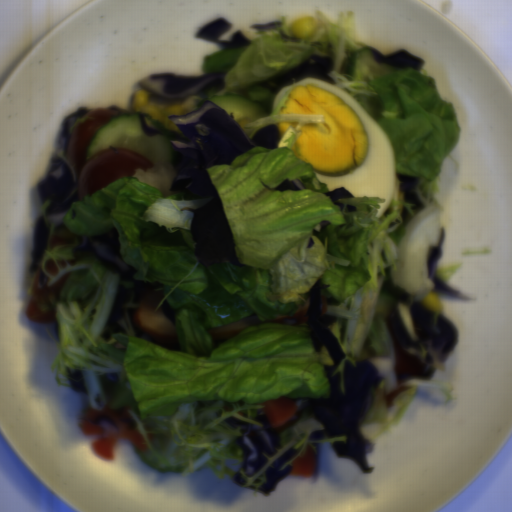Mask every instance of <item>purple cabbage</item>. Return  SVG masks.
<instances>
[{
	"instance_id": "purple-cabbage-1",
	"label": "purple cabbage",
	"mask_w": 512,
	"mask_h": 512,
	"mask_svg": "<svg viewBox=\"0 0 512 512\" xmlns=\"http://www.w3.org/2000/svg\"><path fill=\"white\" fill-rule=\"evenodd\" d=\"M185 114L168 118L184 138L160 129L141 112L137 115L141 118L142 133L165 135L169 139L175 169L170 191H184L186 201L211 198L200 207L189 209L194 257L205 267L218 262L246 266L238 260L234 232L207 167L230 165L238 155L254 147L277 149L278 126L272 123L248 138L233 113H226L208 98L198 104V110Z\"/></svg>"
},
{
	"instance_id": "purple-cabbage-2",
	"label": "purple cabbage",
	"mask_w": 512,
	"mask_h": 512,
	"mask_svg": "<svg viewBox=\"0 0 512 512\" xmlns=\"http://www.w3.org/2000/svg\"><path fill=\"white\" fill-rule=\"evenodd\" d=\"M331 287L321 279L315 281L306 293L309 300V310L304 313L306 324L310 329L315 350L321 352L325 345L332 365H325L324 371L329 380V397H299L292 398L297 405L295 412L284 424L274 427L264 414V407L258 408L255 420L260 426L238 420L234 417L224 419L228 425L243 428L242 435L236 441L243 450L242 470L249 477L255 476L271 456L281 448L279 433L282 429L298 420L303 412L309 418L323 423V429H317L309 434L308 441L316 442L333 436H346L345 442L333 441L331 447L336 455L353 459L364 474L374 472L368 467L366 454L374 450V443L364 439L360 434L361 425L373 404V388L379 387L383 376H378V368L366 359L356 361L354 365L342 351L336 335L329 325L336 321V316H327L321 312L320 290ZM346 358V359H345ZM344 392L341 388V372L336 374L340 363L344 360ZM334 374V375H333ZM266 454L267 456H263Z\"/></svg>"
},
{
	"instance_id": "purple-cabbage-3",
	"label": "purple cabbage",
	"mask_w": 512,
	"mask_h": 512,
	"mask_svg": "<svg viewBox=\"0 0 512 512\" xmlns=\"http://www.w3.org/2000/svg\"><path fill=\"white\" fill-rule=\"evenodd\" d=\"M385 294L394 299L389 311L392 331L401 347L422 364L420 375L397 372V388L406 386L411 379L429 380L434 370H446V361L457 340V327L446 316L437 315L438 333L434 331V316L424 302H411L407 291L399 288L393 279L382 284Z\"/></svg>"
},
{
	"instance_id": "purple-cabbage-4",
	"label": "purple cabbage",
	"mask_w": 512,
	"mask_h": 512,
	"mask_svg": "<svg viewBox=\"0 0 512 512\" xmlns=\"http://www.w3.org/2000/svg\"><path fill=\"white\" fill-rule=\"evenodd\" d=\"M78 245L71 248L76 260L81 252H91L101 266L113 273L118 272L122 282H131L133 287L118 286L107 326L117 330L102 333L104 340L113 334H124L135 339H144L171 352L180 350L177 343H158L151 336L140 330L134 322V311L139 302L152 292H165V285L160 282L138 280L136 269L128 264L121 254L120 234L115 226L102 234H77Z\"/></svg>"
},
{
	"instance_id": "purple-cabbage-5",
	"label": "purple cabbage",
	"mask_w": 512,
	"mask_h": 512,
	"mask_svg": "<svg viewBox=\"0 0 512 512\" xmlns=\"http://www.w3.org/2000/svg\"><path fill=\"white\" fill-rule=\"evenodd\" d=\"M88 111V108L78 107L77 111L69 114L61 122L59 133L54 139V150L47 173L37 186L40 204L43 206L47 200L50 201L44 214L67 212L72 203L79 201L81 197L75 167L67 159L66 150L74 125L79 118H84Z\"/></svg>"
},
{
	"instance_id": "purple-cabbage-6",
	"label": "purple cabbage",
	"mask_w": 512,
	"mask_h": 512,
	"mask_svg": "<svg viewBox=\"0 0 512 512\" xmlns=\"http://www.w3.org/2000/svg\"><path fill=\"white\" fill-rule=\"evenodd\" d=\"M226 73L207 74L206 76H177L174 73H157L138 80L137 85L144 87L148 99L168 103H179L183 99L204 94L209 89H221Z\"/></svg>"
},
{
	"instance_id": "purple-cabbage-7",
	"label": "purple cabbage",
	"mask_w": 512,
	"mask_h": 512,
	"mask_svg": "<svg viewBox=\"0 0 512 512\" xmlns=\"http://www.w3.org/2000/svg\"><path fill=\"white\" fill-rule=\"evenodd\" d=\"M333 69L332 57L312 55L299 65L265 78L257 84L277 94L283 88L305 78H317L335 86L331 75Z\"/></svg>"
},
{
	"instance_id": "purple-cabbage-8",
	"label": "purple cabbage",
	"mask_w": 512,
	"mask_h": 512,
	"mask_svg": "<svg viewBox=\"0 0 512 512\" xmlns=\"http://www.w3.org/2000/svg\"><path fill=\"white\" fill-rule=\"evenodd\" d=\"M231 26L232 24L225 19H216L200 27L195 35V39H206L222 46L225 51L237 47H250L252 41L247 39L240 31H236L230 40H220V35L229 31Z\"/></svg>"
},
{
	"instance_id": "purple-cabbage-9",
	"label": "purple cabbage",
	"mask_w": 512,
	"mask_h": 512,
	"mask_svg": "<svg viewBox=\"0 0 512 512\" xmlns=\"http://www.w3.org/2000/svg\"><path fill=\"white\" fill-rule=\"evenodd\" d=\"M302 445L299 448H289L278 458H276L266 469L267 481L263 483L259 488L258 492L263 495H269L271 491L290 473L292 470V464L284 467L283 470L280 468L287 463L290 459L295 457L302 449Z\"/></svg>"
},
{
	"instance_id": "purple-cabbage-10",
	"label": "purple cabbage",
	"mask_w": 512,
	"mask_h": 512,
	"mask_svg": "<svg viewBox=\"0 0 512 512\" xmlns=\"http://www.w3.org/2000/svg\"><path fill=\"white\" fill-rule=\"evenodd\" d=\"M363 48L371 52L376 64H386L398 69H414L418 72L425 63V60L413 56L403 48L392 55H384L378 50L368 46Z\"/></svg>"
},
{
	"instance_id": "purple-cabbage-11",
	"label": "purple cabbage",
	"mask_w": 512,
	"mask_h": 512,
	"mask_svg": "<svg viewBox=\"0 0 512 512\" xmlns=\"http://www.w3.org/2000/svg\"><path fill=\"white\" fill-rule=\"evenodd\" d=\"M445 237L444 228L442 226L439 234L438 246L436 249L430 251L428 260L426 262V277L429 278L435 287L446 294L453 295L465 301L474 302L473 297H467L462 294L458 289H454L441 279H439L436 275V265L438 263L439 256L441 254V244Z\"/></svg>"
},
{
	"instance_id": "purple-cabbage-12",
	"label": "purple cabbage",
	"mask_w": 512,
	"mask_h": 512,
	"mask_svg": "<svg viewBox=\"0 0 512 512\" xmlns=\"http://www.w3.org/2000/svg\"><path fill=\"white\" fill-rule=\"evenodd\" d=\"M50 227L43 215L34 223L29 270H36L42 262Z\"/></svg>"
},
{
	"instance_id": "purple-cabbage-13",
	"label": "purple cabbage",
	"mask_w": 512,
	"mask_h": 512,
	"mask_svg": "<svg viewBox=\"0 0 512 512\" xmlns=\"http://www.w3.org/2000/svg\"><path fill=\"white\" fill-rule=\"evenodd\" d=\"M140 239L145 241H150L154 244L173 247V248H182L188 247V242L184 237L183 233L179 231H167L165 226L157 225L155 226V230L152 236L146 237L144 233V227L140 233Z\"/></svg>"
},
{
	"instance_id": "purple-cabbage-14",
	"label": "purple cabbage",
	"mask_w": 512,
	"mask_h": 512,
	"mask_svg": "<svg viewBox=\"0 0 512 512\" xmlns=\"http://www.w3.org/2000/svg\"><path fill=\"white\" fill-rule=\"evenodd\" d=\"M397 175L401 181L398 184V189L404 192L405 201L408 204L415 205L412 207L416 210H422L425 205L421 201L419 193L415 190L421 179L411 174L397 173Z\"/></svg>"
},
{
	"instance_id": "purple-cabbage-15",
	"label": "purple cabbage",
	"mask_w": 512,
	"mask_h": 512,
	"mask_svg": "<svg viewBox=\"0 0 512 512\" xmlns=\"http://www.w3.org/2000/svg\"><path fill=\"white\" fill-rule=\"evenodd\" d=\"M119 376L114 373L99 375V385L104 393L105 401L112 395L117 387Z\"/></svg>"
},
{
	"instance_id": "purple-cabbage-16",
	"label": "purple cabbage",
	"mask_w": 512,
	"mask_h": 512,
	"mask_svg": "<svg viewBox=\"0 0 512 512\" xmlns=\"http://www.w3.org/2000/svg\"><path fill=\"white\" fill-rule=\"evenodd\" d=\"M67 379L71 385L72 390H75L80 393H89L88 388L86 386L85 378L83 371H75L71 373L67 368Z\"/></svg>"
},
{
	"instance_id": "purple-cabbage-17",
	"label": "purple cabbage",
	"mask_w": 512,
	"mask_h": 512,
	"mask_svg": "<svg viewBox=\"0 0 512 512\" xmlns=\"http://www.w3.org/2000/svg\"><path fill=\"white\" fill-rule=\"evenodd\" d=\"M96 423L99 427L103 428L102 434H113L118 432L117 424L106 414L97 416Z\"/></svg>"
},
{
	"instance_id": "purple-cabbage-18",
	"label": "purple cabbage",
	"mask_w": 512,
	"mask_h": 512,
	"mask_svg": "<svg viewBox=\"0 0 512 512\" xmlns=\"http://www.w3.org/2000/svg\"><path fill=\"white\" fill-rule=\"evenodd\" d=\"M323 194L325 196H328L331 199L332 203L339 206L341 212L343 210V204L336 203L337 200L347 198V197H354L347 188H342V187L338 188V189H334L330 192L323 193Z\"/></svg>"
},
{
	"instance_id": "purple-cabbage-19",
	"label": "purple cabbage",
	"mask_w": 512,
	"mask_h": 512,
	"mask_svg": "<svg viewBox=\"0 0 512 512\" xmlns=\"http://www.w3.org/2000/svg\"><path fill=\"white\" fill-rule=\"evenodd\" d=\"M278 191L284 190H293V191H305L301 181L298 179L289 180L288 178L279 183V185L274 189Z\"/></svg>"
},
{
	"instance_id": "purple-cabbage-20",
	"label": "purple cabbage",
	"mask_w": 512,
	"mask_h": 512,
	"mask_svg": "<svg viewBox=\"0 0 512 512\" xmlns=\"http://www.w3.org/2000/svg\"><path fill=\"white\" fill-rule=\"evenodd\" d=\"M281 25L282 24L279 21H269V22H263V23H256L249 27H253L261 33V32H266V31H270V30H275L278 27H280Z\"/></svg>"
},
{
	"instance_id": "purple-cabbage-21",
	"label": "purple cabbage",
	"mask_w": 512,
	"mask_h": 512,
	"mask_svg": "<svg viewBox=\"0 0 512 512\" xmlns=\"http://www.w3.org/2000/svg\"><path fill=\"white\" fill-rule=\"evenodd\" d=\"M160 309H162L166 319L171 321L173 323V325L175 326V318H174L173 310H172V307L170 306V304L164 300Z\"/></svg>"
},
{
	"instance_id": "purple-cabbage-22",
	"label": "purple cabbage",
	"mask_w": 512,
	"mask_h": 512,
	"mask_svg": "<svg viewBox=\"0 0 512 512\" xmlns=\"http://www.w3.org/2000/svg\"><path fill=\"white\" fill-rule=\"evenodd\" d=\"M413 217L414 216L403 207L401 214L403 225L407 226L412 221Z\"/></svg>"
},
{
	"instance_id": "purple-cabbage-23",
	"label": "purple cabbage",
	"mask_w": 512,
	"mask_h": 512,
	"mask_svg": "<svg viewBox=\"0 0 512 512\" xmlns=\"http://www.w3.org/2000/svg\"><path fill=\"white\" fill-rule=\"evenodd\" d=\"M50 282L49 278L46 277L45 275H43L41 272H40V275H39V285H40V288H44L48 285V283Z\"/></svg>"
},
{
	"instance_id": "purple-cabbage-24",
	"label": "purple cabbage",
	"mask_w": 512,
	"mask_h": 512,
	"mask_svg": "<svg viewBox=\"0 0 512 512\" xmlns=\"http://www.w3.org/2000/svg\"><path fill=\"white\" fill-rule=\"evenodd\" d=\"M233 480L236 484H246V479L243 478V475L239 472L237 474H234Z\"/></svg>"
},
{
	"instance_id": "purple-cabbage-25",
	"label": "purple cabbage",
	"mask_w": 512,
	"mask_h": 512,
	"mask_svg": "<svg viewBox=\"0 0 512 512\" xmlns=\"http://www.w3.org/2000/svg\"><path fill=\"white\" fill-rule=\"evenodd\" d=\"M113 347H115L116 349L123 350V351H124V350H125V348H126V347H125L124 345H122L120 342H116V341H115V343H114Z\"/></svg>"
},
{
	"instance_id": "purple-cabbage-26",
	"label": "purple cabbage",
	"mask_w": 512,
	"mask_h": 512,
	"mask_svg": "<svg viewBox=\"0 0 512 512\" xmlns=\"http://www.w3.org/2000/svg\"><path fill=\"white\" fill-rule=\"evenodd\" d=\"M330 222L328 220H323L319 223L320 230L326 227Z\"/></svg>"
},
{
	"instance_id": "purple-cabbage-27",
	"label": "purple cabbage",
	"mask_w": 512,
	"mask_h": 512,
	"mask_svg": "<svg viewBox=\"0 0 512 512\" xmlns=\"http://www.w3.org/2000/svg\"><path fill=\"white\" fill-rule=\"evenodd\" d=\"M313 245H314V239L309 237L306 249L313 247Z\"/></svg>"
},
{
	"instance_id": "purple-cabbage-28",
	"label": "purple cabbage",
	"mask_w": 512,
	"mask_h": 512,
	"mask_svg": "<svg viewBox=\"0 0 512 512\" xmlns=\"http://www.w3.org/2000/svg\"><path fill=\"white\" fill-rule=\"evenodd\" d=\"M345 206H346L347 211H353V212H354V210H355V208H356V207H354V206H353V205H351V204H345Z\"/></svg>"
},
{
	"instance_id": "purple-cabbage-29",
	"label": "purple cabbage",
	"mask_w": 512,
	"mask_h": 512,
	"mask_svg": "<svg viewBox=\"0 0 512 512\" xmlns=\"http://www.w3.org/2000/svg\"><path fill=\"white\" fill-rule=\"evenodd\" d=\"M312 235H315V236L318 238V233H317V231H316V229H315V228H314V229H312Z\"/></svg>"
}]
</instances>
